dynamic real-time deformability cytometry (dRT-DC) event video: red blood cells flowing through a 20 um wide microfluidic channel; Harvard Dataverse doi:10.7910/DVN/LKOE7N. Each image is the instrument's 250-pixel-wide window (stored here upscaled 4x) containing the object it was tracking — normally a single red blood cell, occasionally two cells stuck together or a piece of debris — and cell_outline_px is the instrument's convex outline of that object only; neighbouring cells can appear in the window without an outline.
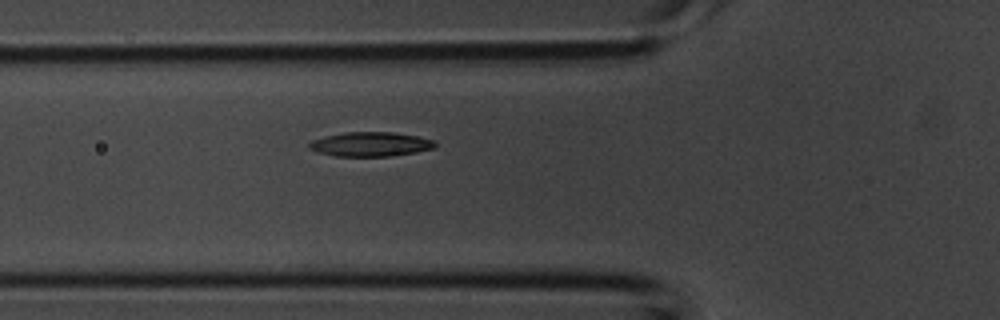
{"species": "common noctule bat (a hibernating species)", "species_latin": "Nyctalus noctula", "temperature_condition": "room temperature", "stored_images_in_passage": 4, "camera_frame_rate_fps": 3000, "um_per_image_px": 0.085, "animal": {"sex": "male", "body_mass_g": 20.1, "forearm_length_mm": 53.5}, "frame": {"image": 1, "passage_image": 4, "time_ms": 1.0, "image_size_px": [1000, 320], "cell_outline_px": [[436, 148], [416, 152], [392, 156], [336, 156], [320, 152], [308, 148], [308, 144], [312, 140], [344, 132], [392, 132], [416, 136], [432, 140], [436, 144]], "centroid_in_image_um": [31.51, 12.26], "position_along_channel_um": 94.3, "area_um2": 17.69}}